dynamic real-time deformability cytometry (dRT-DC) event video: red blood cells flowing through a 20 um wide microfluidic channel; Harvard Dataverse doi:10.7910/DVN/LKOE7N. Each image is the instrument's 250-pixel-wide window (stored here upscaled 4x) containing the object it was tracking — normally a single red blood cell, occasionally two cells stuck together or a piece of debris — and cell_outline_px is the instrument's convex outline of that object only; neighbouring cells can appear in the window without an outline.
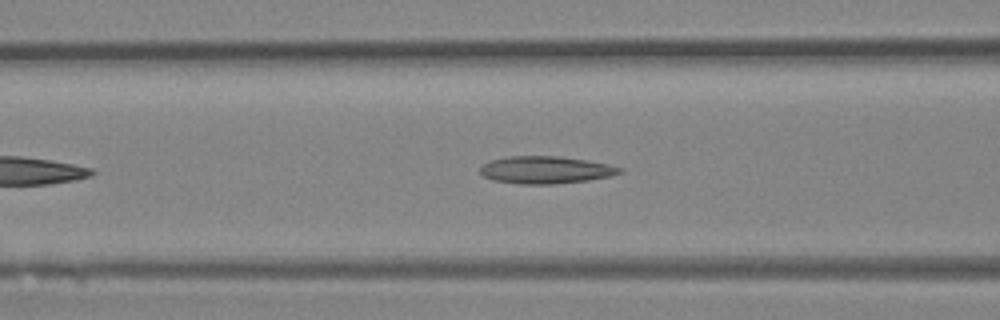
{"species": "Egyptian fruit bat (a non-hibernating species)", "species_latin": "Rousettus aegyptiacus", "temperature_condition": "room temperature", "stored_images_in_passage": 33, "camera_frame_rate_fps": 3000, "um_per_image_px": 0.085, "animal": {"sex": "female"}, "frame": {"image": 1, "passage_image": 8, "time_ms": 2.333, "image_size_px": [1000, 320], "cell_outline_px": [[624, 172], [612, 176], [588, 180], [556, 184], [520, 184], [492, 180], [484, 176], [480, 172], [480, 164], [492, 160], [508, 156], [560, 156], [588, 160], [608, 164], [624, 168]], "centroid_in_image_um": [46.41, 14.44], "position_along_channel_um": 120.2, "area_um2": 22.54}}
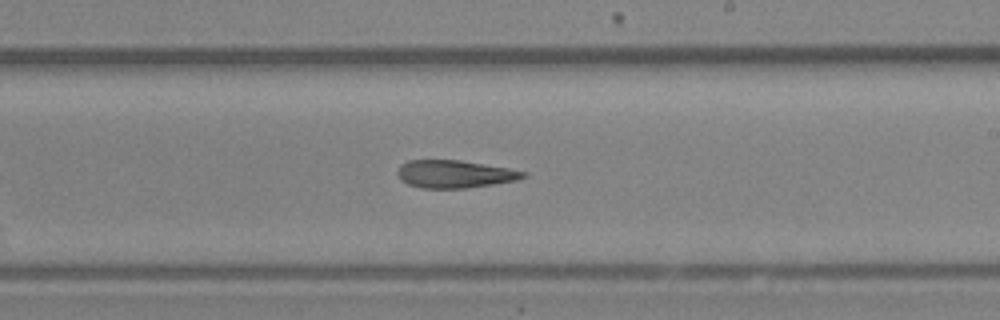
{"frame": {"image": 2, "passage_image": 16, "time_ms": 5.0, "image_size_px": [1000, 320], "cell_outline_px": [[528, 176], [516, 180], [492, 184], [464, 188], [420, 188], [408, 184], [400, 180], [396, 172], [400, 164], [408, 160], [460, 160], [508, 168], [528, 172]], "centroid_in_image_um": [38.62, 14.79], "position_along_channel_um": 250.4, "area_um2": 20.35}}
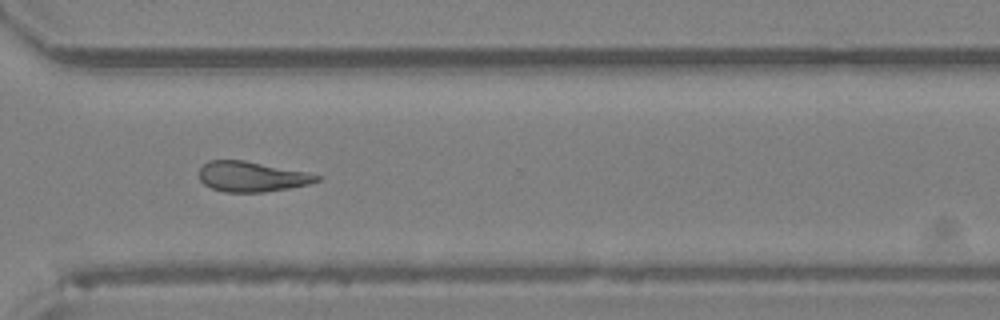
{"frame": {"image": 3, "passage_image": 22, "time_ms": 7.0, "image_size_px": [1000, 320], "cell_outline_px": [[324, 176], [320, 180], [308, 184], [288, 188], [264, 192], [224, 192], [212, 188], [204, 184], [200, 180], [200, 168], [208, 160], [244, 160]], "centroid_in_image_um": [21.39, 15.01], "position_along_channel_um": 349.2, "area_um2": 20.52}}